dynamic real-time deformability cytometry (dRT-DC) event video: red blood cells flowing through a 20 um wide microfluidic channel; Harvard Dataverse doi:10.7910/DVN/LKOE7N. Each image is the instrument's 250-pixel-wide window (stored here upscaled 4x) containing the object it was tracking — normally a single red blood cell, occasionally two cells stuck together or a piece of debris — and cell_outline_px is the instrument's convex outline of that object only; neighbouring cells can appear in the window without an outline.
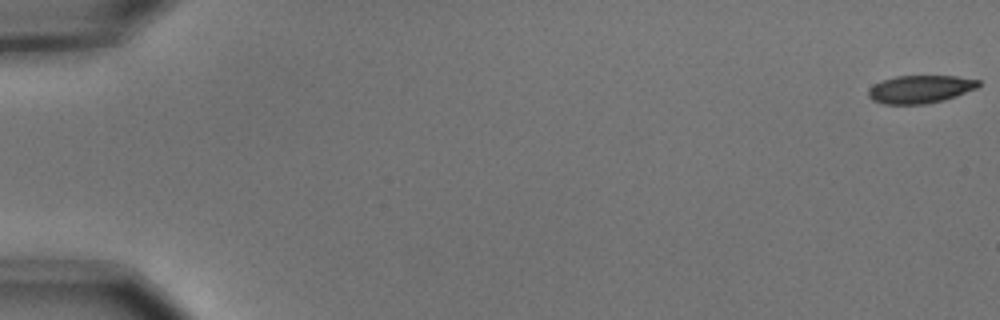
{"species": "common noctule bat (a hibernating species)", "species_latin": "Nyctalus noctula", "temperature_condition": "cold", "stored_images_in_passage": 3, "camera_frame_rate_fps": 3000, "um_per_image_px": 0.085, "animal": {"sex": "male", "body_mass_g": 15.6}, "frame": {"image": 1, "passage_image": 1, "time_ms": 0.0, "image_size_px": [1000, 320], "cell_outline_px": [[980, 88], [944, 100], [924, 104], [884, 104], [872, 100], [868, 96], [868, 92], [876, 84], [884, 80], [896, 76], [956, 76], [980, 80]], "centroid_in_image_um": [78.29, 7.58], "position_along_channel_um": 6.7, "area_um2": 17.86}}